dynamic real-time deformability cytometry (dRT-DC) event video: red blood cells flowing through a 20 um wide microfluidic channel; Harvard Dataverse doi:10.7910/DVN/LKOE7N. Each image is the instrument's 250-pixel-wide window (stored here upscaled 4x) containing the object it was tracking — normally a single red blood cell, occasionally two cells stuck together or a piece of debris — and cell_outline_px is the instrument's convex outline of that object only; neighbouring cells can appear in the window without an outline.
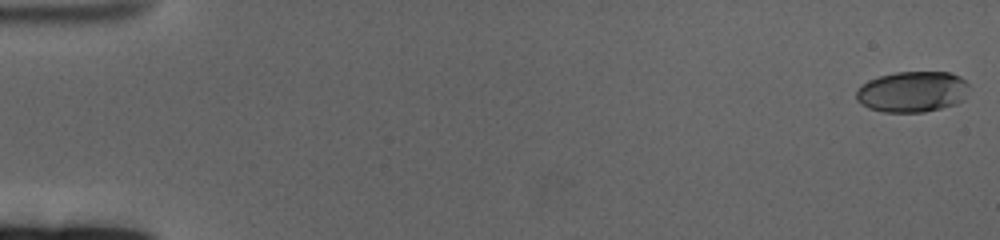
{"species": "human", "species_latin": "Homo sapiens", "temperature_condition": "cold", "stored_images_in_passage": 62, "camera_frame_rate_fps": 3000, "um_per_image_px": 0.085, "donor": {"sex": "female"}, "frame": {"image": 1, "passage_image": 1, "time_ms": 0.0, "image_size_px": [1000, 240], "cell_outline_px": [[968, 84], [964, 100], [956, 104], [924, 112], [884, 112], [868, 108], [860, 104], [856, 100], [856, 92], [868, 80], [880, 76], [896, 72], [948, 72], [960, 76]], "centroid_in_image_um": [77.54, 7.8], "position_along_channel_um": 7.5, "area_um2": 26.82}}
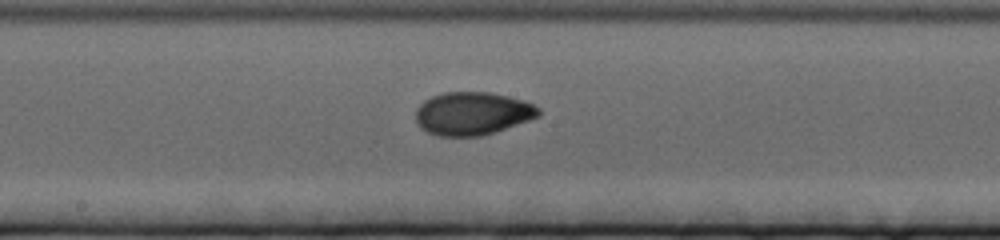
{"frame": {"image": 2, "passage_image": 34, "time_ms": 11.0, "image_size_px": [1000, 240], "cell_outline_px": [[540, 116], [496, 132], [480, 136], [440, 136], [428, 132], [420, 128], [416, 120], [416, 108], [424, 100], [432, 96], [444, 92], [488, 92], [508, 96], [524, 100], [540, 108]], "centroid_in_image_um": [40.16, 9.65], "position_along_channel_um": 208.0, "area_um2": 30.92}}
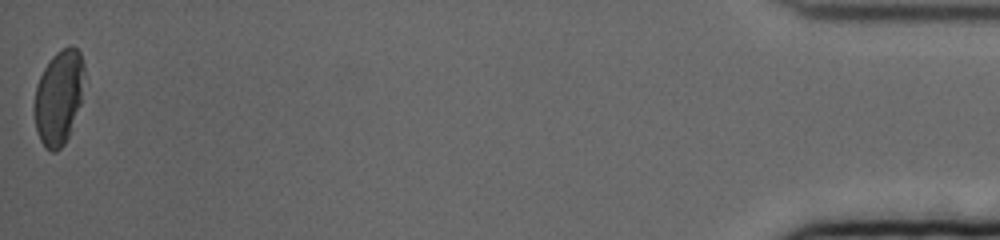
{"frame": {"image": 3, "passage_image": 62, "time_ms": 20.333, "image_size_px": [1000, 240], "cell_outline_px": [[84, 72], [80, 104], [68, 136], [64, 144], [56, 152], [52, 152], [44, 148], [40, 140], [36, 128], [32, 108], [36, 84], [48, 60], [56, 52], [72, 44], [80, 52], [84, 64]], "centroid_in_image_um": [4.96, 8.26], "position_along_channel_um": 430.2, "area_um2": 27.8}, "authors_computed_cell_mechanics": {"area_um2": 29.4491, "velocity_mm_per_s": 3.3217, "shape_relaxation_time_tau1_ms": 4.6221, "shape_relaxation_time_tau2_ms": 2.0471, "deformation_change_tau1": 0.1546, "deformation_change_tau2": 0.0388}}